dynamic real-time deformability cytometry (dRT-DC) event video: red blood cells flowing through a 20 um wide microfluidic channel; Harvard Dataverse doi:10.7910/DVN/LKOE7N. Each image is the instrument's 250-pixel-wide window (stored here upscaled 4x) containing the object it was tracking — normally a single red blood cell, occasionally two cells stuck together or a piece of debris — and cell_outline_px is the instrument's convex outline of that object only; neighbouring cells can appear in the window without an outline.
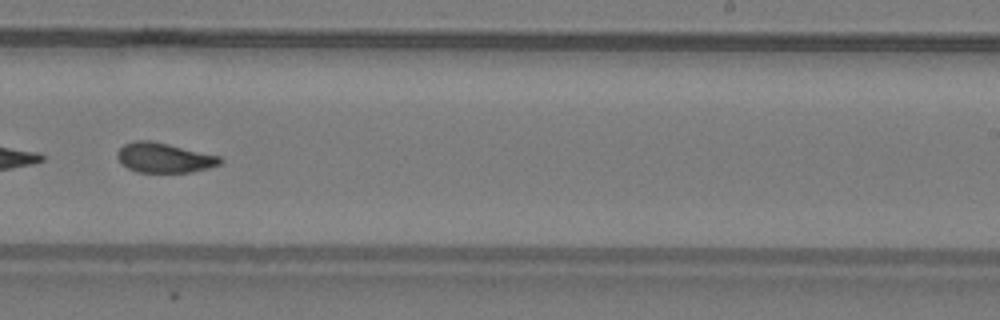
{"species": "common noctule bat (a hibernating species)", "species_latin": "Nyctalus noctula", "temperature_condition": "warm", "stored_images_in_passage": 39, "camera_frame_rate_fps": 3000, "um_per_image_px": 0.085, "animal": {"sex": "male", "body_mass_g": 19.2, "forearm_length_mm": 51.8}, "frame": {"image": 1, "passage_image": 23, "time_ms": 7.333, "image_size_px": [1000, 320], "cell_outline_px": [[224, 160], [220, 164], [208, 168], [192, 172], [136, 172], [128, 168], [116, 156], [116, 152], [124, 144], [132, 140], [152, 140], [220, 156]], "centroid_in_image_um": [13.95, 13.4], "position_along_channel_um": 275.0, "area_um2": 17.92}, "authors_computed_cell_mechanics": {"area_um2": 18.3226, "velocity_mm_per_s": 3.9358, "shape_relaxation_time_tau1_ms": null, "shape_relaxation_time_tau2_ms": 2.3355, "deformation_change_tau1": null, "deformation_change_tau2": 0.0847}}